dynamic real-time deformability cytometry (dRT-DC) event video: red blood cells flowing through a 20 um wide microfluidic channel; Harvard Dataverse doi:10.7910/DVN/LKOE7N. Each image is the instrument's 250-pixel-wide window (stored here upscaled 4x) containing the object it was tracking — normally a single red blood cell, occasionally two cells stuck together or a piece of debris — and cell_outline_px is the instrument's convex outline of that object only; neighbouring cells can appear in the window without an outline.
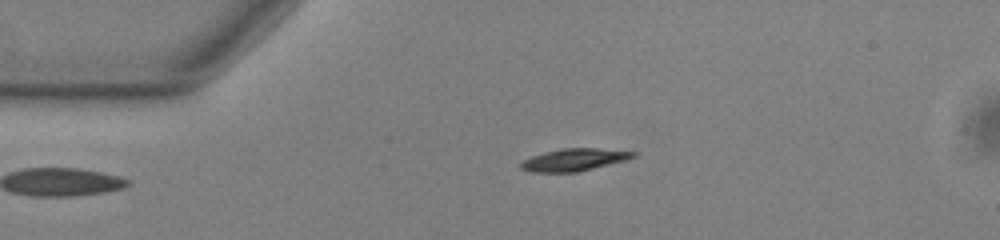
{"species": "common noctule bat (a hibernating species)", "species_latin": "Nyctalus noctula", "temperature_condition": "warm", "stored_images_in_passage": 44, "camera_frame_rate_fps": 3000, "um_per_image_px": 0.085, "animal": {"sex": "male", "body_mass_g": 13.0, "forearm_length_mm": 53.1}, "frame": {"image": 1, "passage_image": 1, "time_ms": 0.0, "image_size_px": [1000, 240], "cell_outline_px": [[636, 156], [624, 160], [576, 172], [532, 172], [520, 168], [520, 164], [524, 160], [532, 156], [544, 152], [560, 148], [596, 148], [636, 152]], "centroid_in_image_um": [48.76, 13.57], "position_along_channel_um": 36.2, "area_um2": 14.33}}
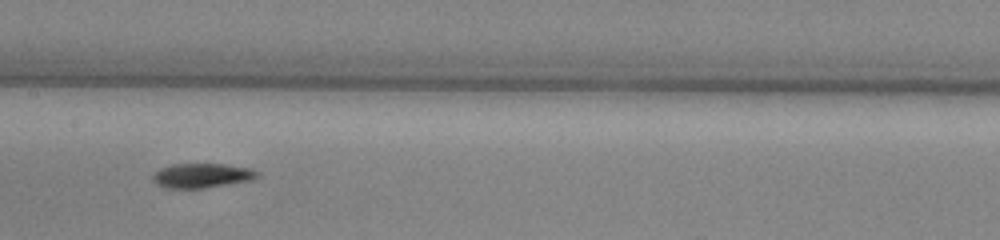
{"frame": {"image": 2, "passage_image": 16, "time_ms": 5.0, "image_size_px": [1000, 240], "cell_outline_px": [[260, 176], [252, 180], [204, 188], [168, 188], [156, 184], [152, 180], [152, 176], [160, 168], [172, 164], [224, 164], [252, 168], [260, 172]], "centroid_in_image_um": [17.2, 14.92], "position_along_channel_um": 190.2, "area_um2": 15.03}}
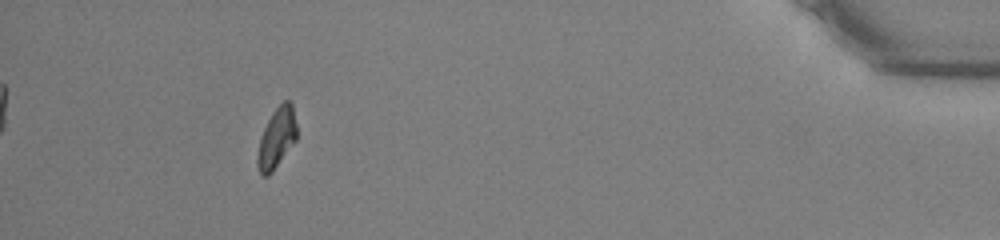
{"frame": {"image": 3, "passage_image": 39, "time_ms": 12.667, "image_size_px": [1000, 240], "cell_outline_px": [[296, 140], [272, 172], [268, 176], [260, 176], [256, 164], [256, 156], [260, 140], [264, 128], [272, 112], [284, 100], [288, 100], [292, 104], [296, 124]], "centroid_in_image_um": [23.49, 11.76], "position_along_channel_um": 411.7, "area_um2": 13.76}, "authors_computed_cell_mechanics": {"area_um2": 14.6812, "velocity_mm_per_s": 3.7632, "shape_relaxation_time_tau1_ms": 4.7541, "shape_relaxation_time_tau2_ms": null, "deformation_change_tau1": 0.1513, "deformation_change_tau2": null}}